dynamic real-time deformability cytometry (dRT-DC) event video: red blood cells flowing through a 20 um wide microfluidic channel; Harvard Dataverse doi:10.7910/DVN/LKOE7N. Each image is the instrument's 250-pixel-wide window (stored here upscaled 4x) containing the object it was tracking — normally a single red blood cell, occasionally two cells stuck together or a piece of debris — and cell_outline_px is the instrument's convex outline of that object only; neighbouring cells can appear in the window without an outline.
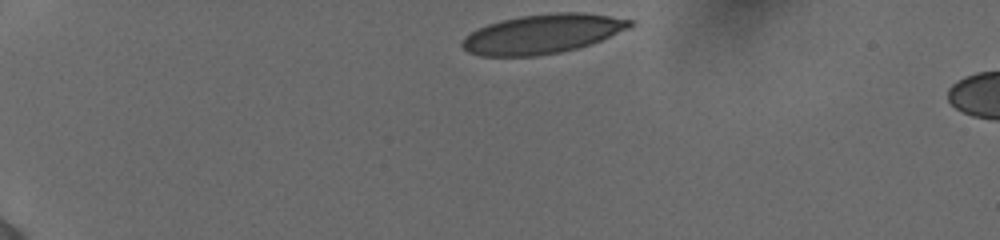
{"species": "human", "species_latin": "Homo sapiens", "temperature_condition": "cold", "stored_images_in_passage": 36, "camera_frame_rate_fps": 3000, "um_per_image_px": 0.085, "donor": {"sex": "female"}, "frame": {"image": 1, "passage_image": 1, "time_ms": 0.0, "image_size_px": [1000, 240], "cell_outline_px": [[636, 24], [632, 28], [600, 40], [576, 48], [560, 52], [536, 56], [480, 56], [468, 52], [460, 44], [464, 36], [476, 28], [500, 20], [520, 16], [556, 12], [584, 12], [636, 20]], "centroid_in_image_um": [46.12, 2.87], "position_along_channel_um": 38.9, "area_um2": 38.73}}
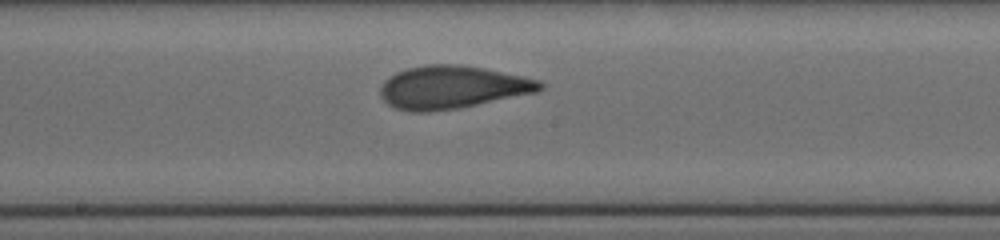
{"frame": {"image": 2, "passage_image": 20, "time_ms": 6.333, "image_size_px": [1000, 240], "cell_outline_px": [[544, 88], [536, 92], [456, 108], [428, 112], [408, 112], [396, 108], [388, 104], [380, 96], [380, 88], [384, 80], [388, 76], [396, 72], [408, 68], [428, 64], [460, 64], [484, 68], [540, 80], [544, 84]], "centroid_in_image_um": [38.39, 7.41], "position_along_channel_um": 209.8, "area_um2": 39.77}}
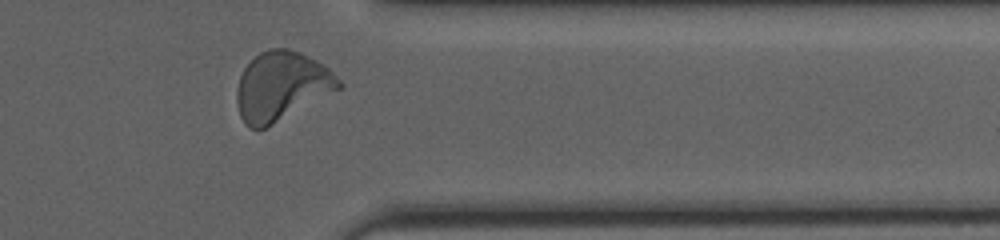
{"frame": {"image": 3, "passage_image": 34, "time_ms": 11.0, "image_size_px": [1000, 240], "cell_outline_px": [[344, 84], [340, 88], [272, 124], [264, 128], [248, 128], [244, 124], [240, 116], [236, 100], [236, 92], [240, 76], [244, 68], [260, 52], [268, 48], [288, 48], [300, 52], [316, 60], [328, 68]], "centroid_in_image_um": [23.9, 7.31], "position_along_channel_um": 387.5, "area_um2": 40.46}, "authors_computed_cell_mechanics": {"area_um2": 39.1017, "velocity_mm_per_s": 3.8696, "shape_relaxation_time_tau1_ms": 5.0706, "shape_relaxation_time_tau2_ms": 0.8238, "deformation_change_tau1": 0.1915, "deformation_change_tau2": 0.0739}}